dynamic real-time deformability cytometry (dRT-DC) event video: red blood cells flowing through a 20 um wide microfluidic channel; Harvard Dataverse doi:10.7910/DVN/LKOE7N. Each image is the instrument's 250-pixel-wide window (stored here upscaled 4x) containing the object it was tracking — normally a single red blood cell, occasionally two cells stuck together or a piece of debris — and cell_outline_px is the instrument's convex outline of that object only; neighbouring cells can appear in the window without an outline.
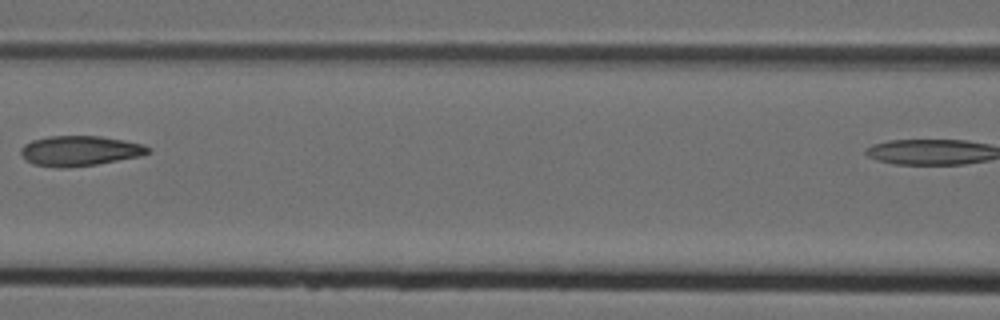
{"species": "Egyptian fruit bat (a non-hibernating species)", "species_latin": "Rousettus aegyptiacus", "temperature_condition": "cold", "stored_images_in_passage": 7, "segment_of_instrument_passage": [1, 2], "camera_frame_rate_fps": 3000, "um_per_image_px": 0.085, "animal": {"sex": "female"}, "frame": {"image": 1, "passage_image": 5, "time_ms": 1.333, "image_size_px": [1000, 320], "cell_outline_px": [[152, 152], [140, 156], [96, 164], [60, 168], [32, 164], [24, 160], [20, 152], [20, 148], [24, 144], [32, 140], [48, 136], [100, 136], [124, 140], [144, 144], [152, 148]], "centroid_in_image_um": [6.78, 12.81], "position_along_channel_um": 159.8, "area_um2": 22.48}}
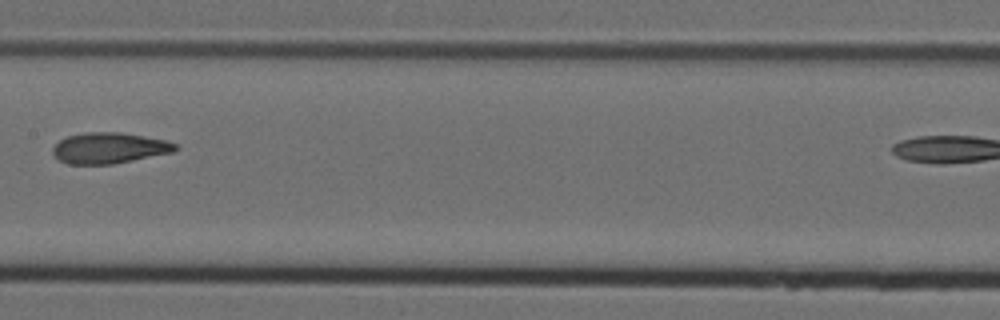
{"frame": {"image": 2, "passage_image": 6, "time_ms": 1.667, "image_size_px": [1000, 320], "cell_outline_px": [[176, 148], [172, 152], [112, 164], [68, 164], [60, 160], [52, 152], [52, 148], [60, 140], [68, 136], [84, 132], [124, 132], [164, 140], [176, 144]], "centroid_in_image_um": [9.25, 12.57], "position_along_channel_um": 198.2, "area_um2": 21.79}}